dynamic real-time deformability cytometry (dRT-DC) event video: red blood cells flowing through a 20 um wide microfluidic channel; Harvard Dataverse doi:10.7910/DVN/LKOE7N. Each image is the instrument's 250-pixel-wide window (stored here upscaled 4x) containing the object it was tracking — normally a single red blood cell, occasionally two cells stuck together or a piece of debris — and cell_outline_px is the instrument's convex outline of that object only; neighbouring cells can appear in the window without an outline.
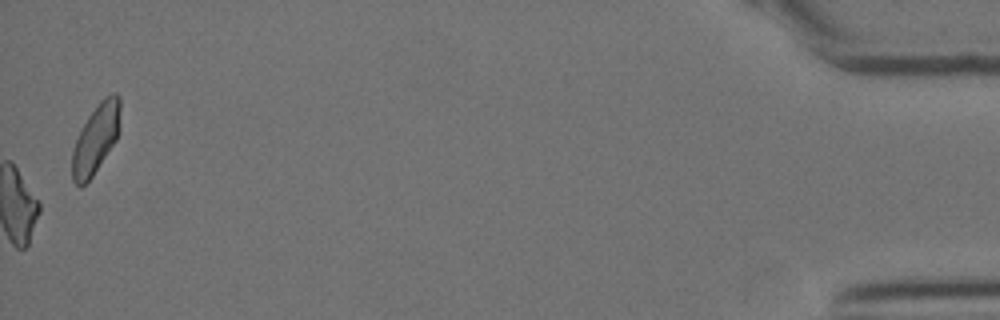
{"species": "Egyptian fruit bat (a non-hibernating species)", "species_latin": "Rousettus aegyptiacus", "temperature_condition": "cold", "stored_images_in_passage": 57, "camera_frame_rate_fps": 3000, "um_per_image_px": 0.085, "animal": {"sex": "female"}, "frame": {"image": 1, "passage_image": 57, "time_ms": 18.667, "image_size_px": [1000, 320], "cell_outline_px": [[120, 108], [116, 140], [92, 176], [80, 188], [72, 180], [72, 152], [80, 128], [88, 116], [100, 100], [104, 96], [112, 92], [116, 92], [120, 96]], "centroid_in_image_um": [8.13, 11.76], "position_along_channel_um": 427.1, "area_um2": 19.25}, "authors_computed_cell_mechanics": {"area_um2": 19.9988, "velocity_mm_per_s": 3.5729, "shape_relaxation_time_tau1_ms": null, "shape_relaxation_time_tau2_ms": 5.5778, "deformation_change_tau1": null, "deformation_change_tau2": 0.1595}}